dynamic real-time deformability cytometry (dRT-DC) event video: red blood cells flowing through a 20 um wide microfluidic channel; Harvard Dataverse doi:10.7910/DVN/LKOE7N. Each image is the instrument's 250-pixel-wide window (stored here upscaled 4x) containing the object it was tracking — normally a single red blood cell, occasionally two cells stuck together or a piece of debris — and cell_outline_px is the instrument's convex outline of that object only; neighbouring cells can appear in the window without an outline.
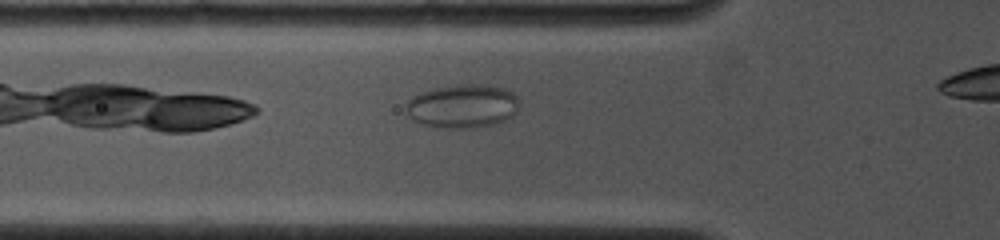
{"species": "common noctule bat (a hibernating species)", "species_latin": "Nyctalus noctula", "temperature_condition": "cold", "stored_images_in_passage": 8, "camera_frame_rate_fps": 4000, "um_per_image_px": 0.085, "animal": {"sex": "female", "body_mass_g": 19.0, "forearm_length_mm": 53.3}, "frame": {"image": 1, "passage_image": 4, "time_ms": 1.25, "image_size_px": [1000, 240], "cell_outline_px": [[520, 108], [512, 116], [504, 120], [492, 124], [472, 128], [440, 128], [424, 124], [412, 120], [408, 116], [404, 108], [404, 104], [412, 96], [420, 92], [436, 88], [456, 84], [484, 84], [504, 88], [512, 92], [520, 100]], "centroid_in_image_um": [39.3, 9.01], "position_along_channel_um": 86.5, "area_um2": 29.25}}
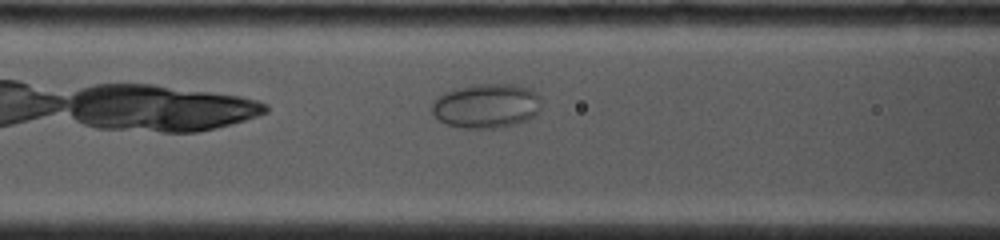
{"frame": {"image": 2, "passage_image": 6, "time_ms": 2.25, "image_size_px": [1000, 240], "cell_outline_px": [[540, 112], [516, 124], [500, 128], [464, 128], [448, 124], [440, 120], [432, 112], [432, 104], [440, 96], [448, 92], [460, 88], [480, 84], [512, 84], [528, 88], [536, 92], [540, 96]], "centroid_in_image_um": [41.4, 9.01], "position_along_channel_um": 125.2, "area_um2": 27.92}}